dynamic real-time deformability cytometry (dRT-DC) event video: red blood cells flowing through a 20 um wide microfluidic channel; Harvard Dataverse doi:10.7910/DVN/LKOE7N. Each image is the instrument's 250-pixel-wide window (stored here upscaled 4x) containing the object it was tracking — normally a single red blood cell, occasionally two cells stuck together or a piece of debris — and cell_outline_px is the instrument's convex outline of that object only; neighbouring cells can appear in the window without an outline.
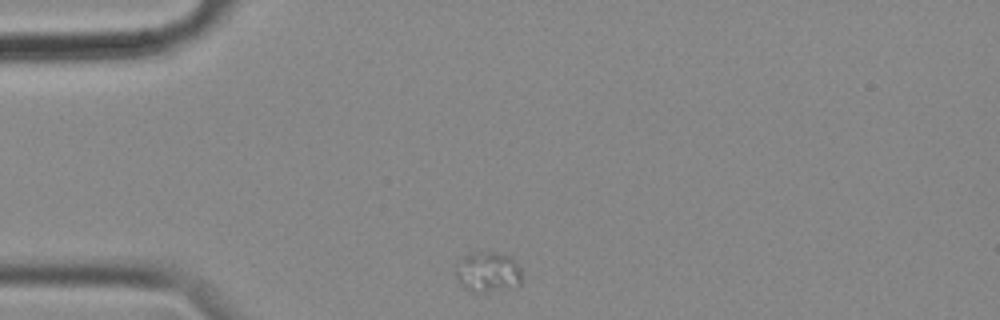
{"species": "common noctule bat (a hibernating species)", "species_latin": "Nyctalus noctula", "temperature_condition": "cold", "stored_images_in_passage": 22, "camera_frame_rate_fps": 3000, "um_per_image_px": 0.085, "animal": {"sex": "female", "body_mass_g": 18.4}, "frame": {"image": 1, "passage_image": 1, "time_ms": 0.0, "image_size_px": [1000, 320], "cell_outline_px": [[524, 280], [520, 284], [484, 292], [472, 292], [464, 288], [460, 284], [456, 276], [456, 264], [464, 256], [476, 252], [496, 252], [512, 256], [516, 260], [520, 268]], "centroid_in_image_um": [41.49, 23.1], "position_along_channel_um": 43.5, "area_um2": 15.66}}